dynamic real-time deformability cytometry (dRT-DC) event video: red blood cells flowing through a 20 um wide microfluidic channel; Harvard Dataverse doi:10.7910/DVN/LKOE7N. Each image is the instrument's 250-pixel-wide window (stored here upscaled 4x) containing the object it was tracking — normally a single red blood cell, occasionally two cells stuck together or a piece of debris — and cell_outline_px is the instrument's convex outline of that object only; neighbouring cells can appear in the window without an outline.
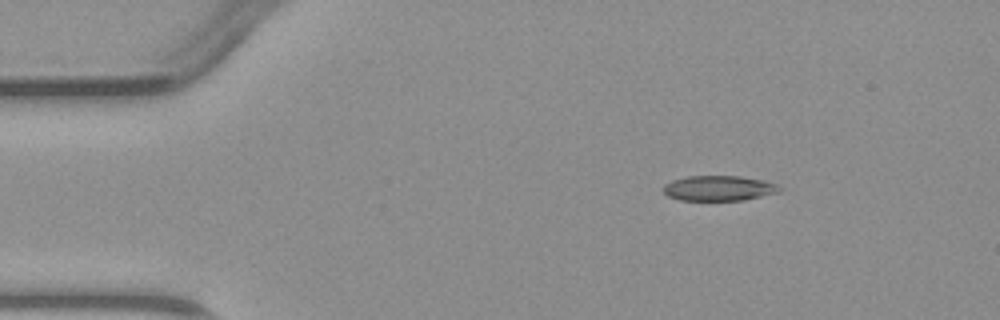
{"species": "common noctule bat (a hibernating species)", "species_latin": "Nyctalus noctula", "temperature_condition": "warm", "stored_images_in_passage": 4, "camera_frame_rate_fps": 3000, "um_per_image_px": 0.085, "animal": {"sex": "male", "body_mass_g": 23.1, "forearm_length_mm": 52.7}, "frame": {"image": 1, "passage_image": 4, "time_ms": 4.667, "image_size_px": [1000, 320], "cell_outline_px": [[784, 188], [780, 192], [744, 200], [680, 200], [668, 196], [664, 192], [664, 184], [672, 180], [688, 176], [740, 176], [764, 180], [776, 184]], "centroid_in_image_um": [61.14, 15.99], "position_along_channel_um": 23.9, "area_um2": 17.11}}